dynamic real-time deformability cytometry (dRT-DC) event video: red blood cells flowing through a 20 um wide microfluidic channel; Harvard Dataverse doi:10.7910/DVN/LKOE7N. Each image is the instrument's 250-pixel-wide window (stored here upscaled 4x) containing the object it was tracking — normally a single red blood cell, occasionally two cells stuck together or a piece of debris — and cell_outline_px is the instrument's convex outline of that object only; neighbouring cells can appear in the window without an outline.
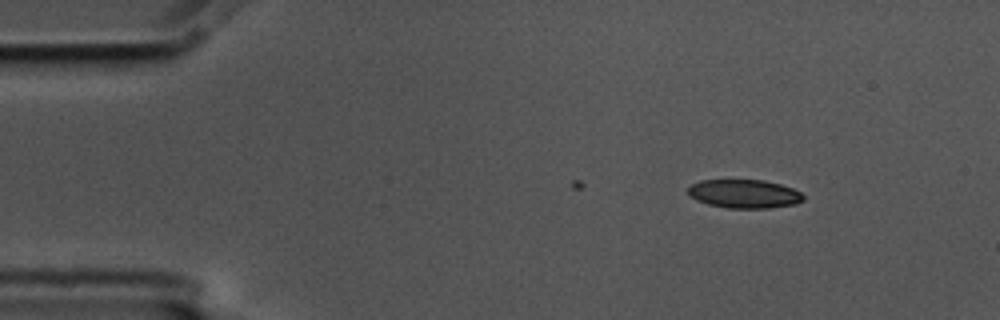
{"species": "common noctule bat (a hibernating species)", "species_latin": "Nyctalus noctula", "temperature_condition": "cold", "stored_images_in_passage": 43, "camera_frame_rate_fps": 3000, "um_per_image_px": 0.085, "animal": {"sex": "male", "body_mass_g": 17.5, "forearm_length_mm": 52.3}, "frame": {"image": 1, "passage_image": 1, "time_ms": 0.0, "image_size_px": [1000, 320], "cell_outline_px": [[804, 200], [796, 204], [768, 208], [728, 208], [708, 204], [696, 200], [688, 192], [688, 188], [692, 184], [700, 180], [764, 180], [780, 184], [792, 188], [800, 192], [804, 196]], "centroid_in_image_um": [63.28, 16.47], "position_along_channel_um": 21.7, "area_um2": 19.19}}
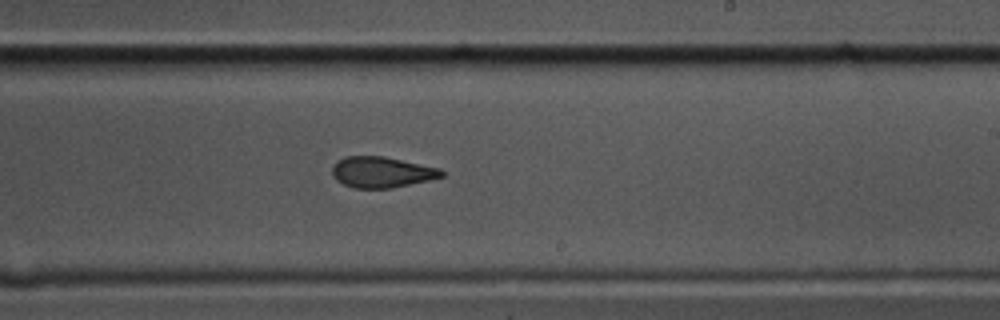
{"frame": {"image": 2, "passage_image": 27, "time_ms": 8.667, "image_size_px": [1000, 320], "cell_outline_px": [[444, 176], [428, 180], [392, 188], [356, 188], [344, 184], [336, 180], [332, 176], [332, 168], [336, 160], [344, 156], [384, 156], [440, 168], [444, 172]], "centroid_in_image_um": [32.42, 14.62], "position_along_channel_um": 256.6, "area_um2": 19.71}}
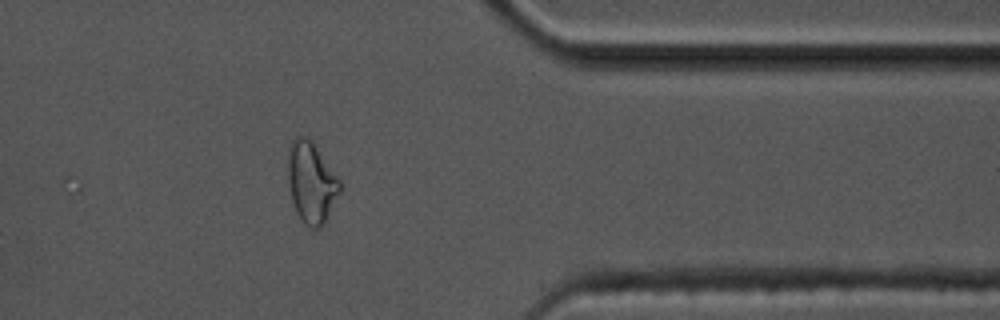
{"frame": {"image": 3, "passage_image": 39, "time_ms": 12.667, "image_size_px": [1000, 320], "cell_outline_px": [[340, 192], [324, 224], [320, 228], [312, 228], [304, 224], [300, 220], [296, 212], [292, 200], [288, 180], [288, 148], [292, 140], [296, 136], [308, 136], [312, 140], [340, 180]], "centroid_in_image_um": [26.45, 15.5], "position_along_channel_um": 384.9, "area_um2": 24.62}, "authors_computed_cell_mechanics": {"area_um2": 20.8658, "velocity_mm_per_s": 3.5755, "shape_relaxation_time_tau1_ms": 6.0567, "shape_relaxation_time_tau2_ms": 2.4503, "deformation_change_tau1": 0.1425, "deformation_change_tau2": 0.0876}}